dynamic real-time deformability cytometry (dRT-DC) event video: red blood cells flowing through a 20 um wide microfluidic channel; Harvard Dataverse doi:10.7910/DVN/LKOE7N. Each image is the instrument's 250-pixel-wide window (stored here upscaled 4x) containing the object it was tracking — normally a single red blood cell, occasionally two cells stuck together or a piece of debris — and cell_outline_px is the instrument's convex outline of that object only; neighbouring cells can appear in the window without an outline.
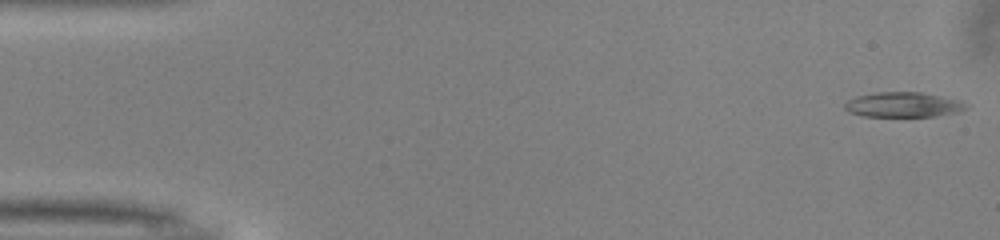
{"species": "common noctule bat (a hibernating species)", "species_latin": "Nyctalus noctula", "temperature_condition": "warm", "stored_images_in_passage": 50, "camera_frame_rate_fps": 3000, "um_per_image_px": 0.085, "animal": {"sex": "male", "body_mass_g": 13.0, "forearm_length_mm": 53.1}, "frame": {"image": 1, "passage_image": 1, "time_ms": 0.0, "image_size_px": [1000, 240], "cell_outline_px": [[972, 104], [968, 108], [960, 112], [936, 116], [864, 116], [848, 112], [844, 108], [844, 104], [848, 100], [856, 96], [876, 92], [920, 92], [960, 100]], "centroid_in_image_um": [76.83, 8.9], "position_along_channel_um": 8.2, "area_um2": 17.86}}
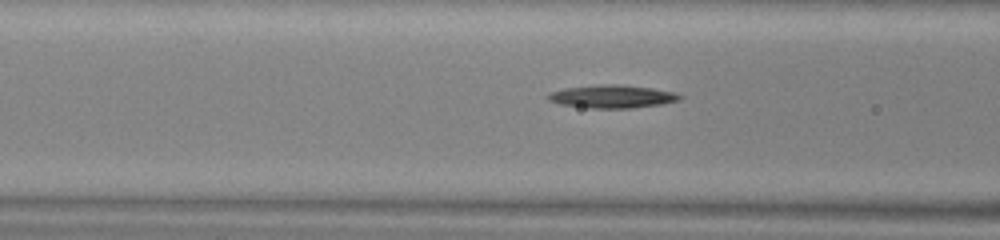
{"frame": {"image": 2, "passage_image": 19, "time_ms": 6.0, "image_size_px": [1000, 240], "cell_outline_px": [[684, 96], [680, 100], [660, 104], [632, 108], [592, 108], [560, 104], [548, 100], [548, 92], [564, 88], [600, 84], [620, 84], [652, 88], [676, 92]], "centroid_in_image_um": [52.05, 8.19], "position_along_channel_um": 114.5, "area_um2": 17.74}}
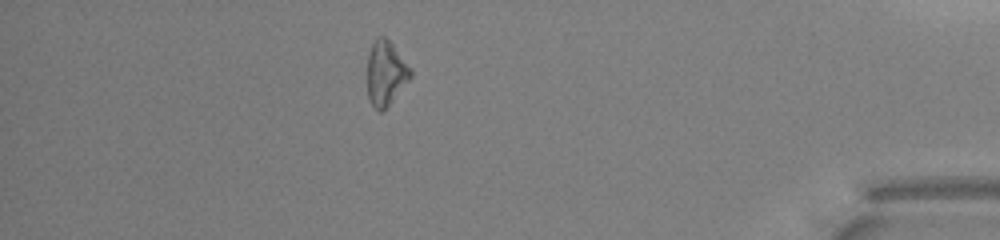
{"frame": {"image": 3, "passage_image": 44, "time_ms": 14.333, "image_size_px": [1000, 240], "cell_outline_px": [[412, 76], [392, 100], [380, 112], [372, 108], [368, 96], [368, 52], [376, 36], [384, 36], [392, 44], [412, 68]], "centroid_in_image_um": [32.78, 6.2], "position_along_channel_um": 402.4, "area_um2": 16.18}, "authors_computed_cell_mechanics": {"area_um2": 17.1377, "velocity_mm_per_s": 4.0385, "shape_relaxation_time_tau1_ms": 4.3976, "shape_relaxation_time_tau2_ms": null, "deformation_change_tau1": 0.1407, "deformation_change_tau2": null}}